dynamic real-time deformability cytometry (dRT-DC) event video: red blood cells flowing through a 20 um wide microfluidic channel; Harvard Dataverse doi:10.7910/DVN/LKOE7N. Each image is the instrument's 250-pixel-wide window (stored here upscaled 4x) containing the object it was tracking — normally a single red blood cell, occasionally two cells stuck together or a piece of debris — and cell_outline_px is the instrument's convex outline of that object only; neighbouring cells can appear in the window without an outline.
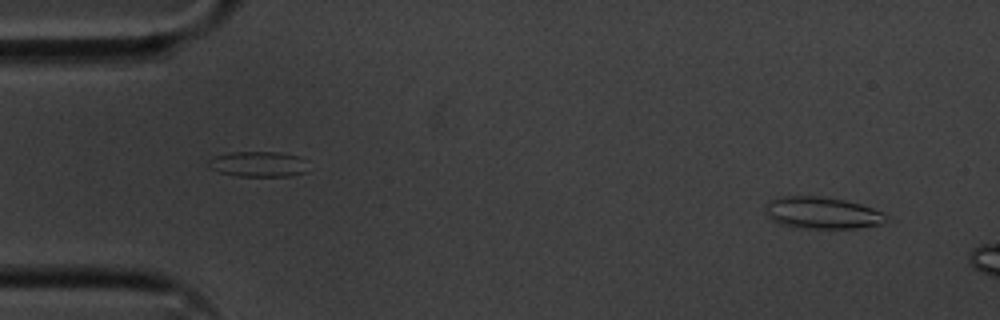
{"species": "common noctule bat (a hibernating species)", "species_latin": "Nyctalus noctula", "temperature_condition": "cold", "stored_images_in_passage": 7, "camera_frame_rate_fps": 3000, "um_per_image_px": 0.085, "animal": {"sex": "male", "body_mass_g": 20.1, "forearm_length_mm": 53.5}, "frame": {"image": 1, "passage_image": 2, "time_ms": 0.333, "image_size_px": [1000, 320], "cell_outline_px": [[892, 220], [884, 224], [856, 228], [800, 228], [780, 224], [772, 220], [764, 212], [764, 208], [768, 200], [776, 196], [820, 196], [844, 200], [860, 204], [884, 212]], "centroid_in_image_um": [69.89, 18.09], "position_along_channel_um": 15.1, "area_um2": 22.89}}